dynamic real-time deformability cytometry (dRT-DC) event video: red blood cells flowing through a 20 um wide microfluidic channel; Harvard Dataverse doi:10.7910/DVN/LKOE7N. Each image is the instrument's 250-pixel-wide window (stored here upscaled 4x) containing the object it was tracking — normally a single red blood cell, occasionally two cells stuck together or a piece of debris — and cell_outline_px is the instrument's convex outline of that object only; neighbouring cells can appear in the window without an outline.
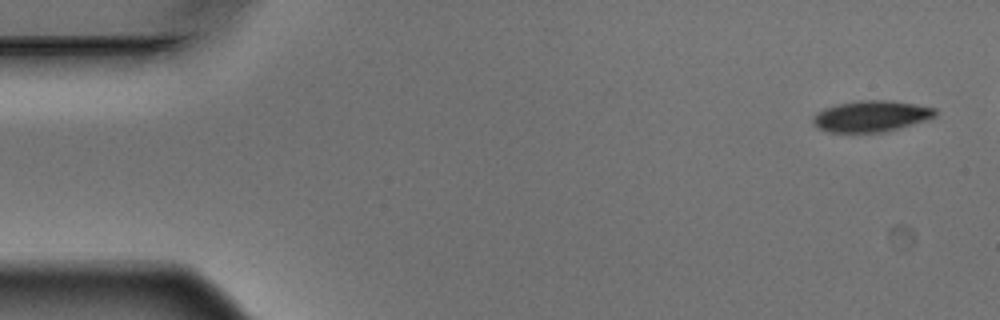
{"species": "Egyptian fruit bat (a non-hibernating species)", "species_latin": "Rousettus aegyptiacus", "temperature_condition": "warm", "stored_images_in_passage": 10, "camera_frame_rate_fps": 3000, "um_per_image_px": 0.085, "animal": {"sex": "male"}, "frame": {"image": 1, "passage_image": 1, "time_ms": 0.0, "image_size_px": [1000, 320], "cell_outline_px": [[936, 116], [912, 124], [884, 132], [828, 132], [816, 128], [812, 120], [812, 116], [816, 112], [824, 108], [840, 104], [860, 100], [884, 100], [916, 104], [936, 108]], "centroid_in_image_um": [74.01, 9.88], "position_along_channel_um": 11.0, "area_um2": 22.08}}
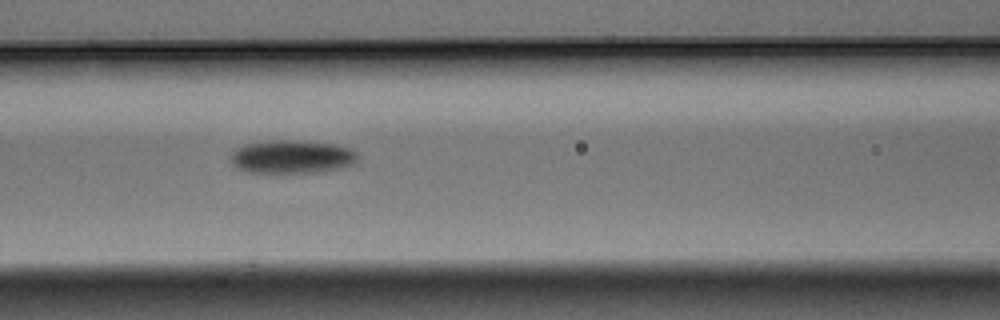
{"frame": {"image": 2, "passage_image": 7, "time_ms": 2.0, "image_size_px": [1000, 320], "cell_outline_px": [[360, 156], [356, 164], [344, 168], [320, 172], [248, 172], [236, 168], [232, 164], [228, 156], [236, 148], [244, 144], [272, 140], [296, 140], [336, 144], [352, 148]], "centroid_in_image_um": [24.85, 13.32], "position_along_channel_um": 141.7, "area_um2": 25.2}}
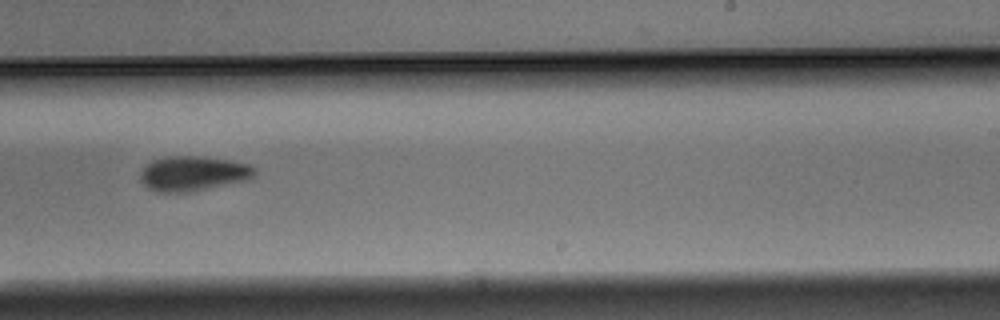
{"frame": {"image": 3, "passage_image": 10, "time_ms": 3.0, "image_size_px": [1000, 320], "cell_outline_px": [[256, 172], [248, 180], [192, 192], [156, 192], [148, 188], [140, 180], [140, 172], [152, 160], [168, 156], [196, 156], [228, 160], [248, 164], [256, 168]], "centroid_in_image_um": [16.41, 14.76], "position_along_channel_um": 272.6, "area_um2": 23.24}}